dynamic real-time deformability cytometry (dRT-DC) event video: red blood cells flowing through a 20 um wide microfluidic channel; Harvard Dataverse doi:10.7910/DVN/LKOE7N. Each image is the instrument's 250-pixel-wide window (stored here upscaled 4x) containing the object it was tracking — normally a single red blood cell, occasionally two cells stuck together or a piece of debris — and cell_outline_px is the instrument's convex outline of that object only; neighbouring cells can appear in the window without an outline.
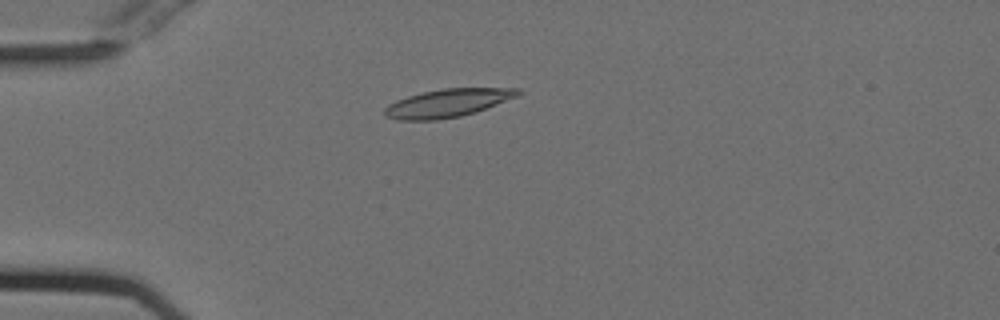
{"species": "Egyptian fruit bat (a non-hibernating species)", "species_latin": "Rousettus aegyptiacus", "temperature_condition": "cold", "stored_images_in_passage": 26, "camera_frame_rate_fps": 3000, "um_per_image_px": 0.085, "animal": {"sex": "female"}, "frame": {"image": 1, "passage_image": 3, "time_ms": 0.667, "image_size_px": [1000, 320], "cell_outline_px": [[524, 92], [516, 96], [476, 112], [460, 116], [436, 120], [396, 120], [384, 116], [384, 108], [388, 104], [396, 100], [420, 92], [440, 88], [520, 88]], "centroid_in_image_um": [38.01, 8.75], "position_along_channel_um": 47.0, "area_um2": 21.96}}
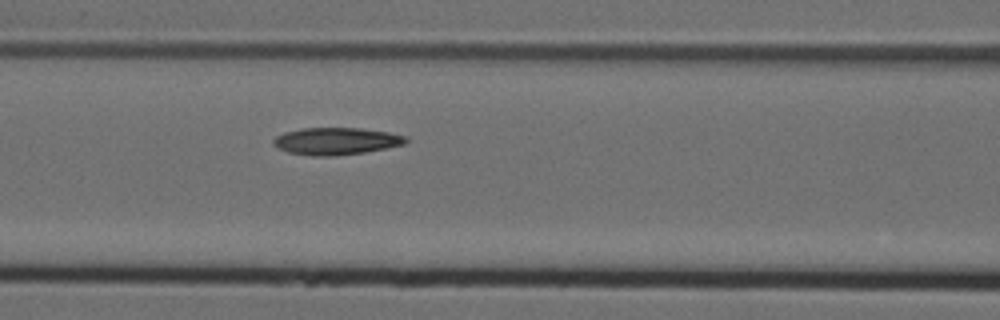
{"frame": {"image": 2, "passage_image": 12, "time_ms": 3.667, "image_size_px": [1000, 320], "cell_outline_px": [[408, 140], [404, 144], [364, 152], [336, 156], [312, 156], [288, 152], [276, 148], [272, 144], [272, 140], [276, 136], [284, 132], [304, 128], [360, 128], [388, 132], [404, 136]], "centroid_in_image_um": [28.51, 12.0], "position_along_channel_um": 138.1, "area_um2": 20.92}}
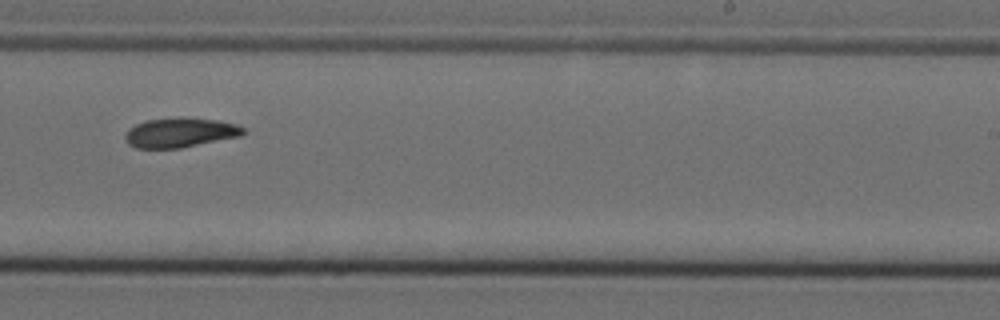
{"frame": {"image": 3, "passage_image": 23, "time_ms": 7.333, "image_size_px": [1000, 320], "cell_outline_px": [[244, 136], [180, 148], [136, 148], [128, 144], [124, 140], [124, 136], [136, 124], [148, 120], [180, 116], [216, 120], [236, 124], [244, 128]], "centroid_in_image_um": [15.35, 11.27], "position_along_channel_um": 273.7, "area_um2": 20.52}}